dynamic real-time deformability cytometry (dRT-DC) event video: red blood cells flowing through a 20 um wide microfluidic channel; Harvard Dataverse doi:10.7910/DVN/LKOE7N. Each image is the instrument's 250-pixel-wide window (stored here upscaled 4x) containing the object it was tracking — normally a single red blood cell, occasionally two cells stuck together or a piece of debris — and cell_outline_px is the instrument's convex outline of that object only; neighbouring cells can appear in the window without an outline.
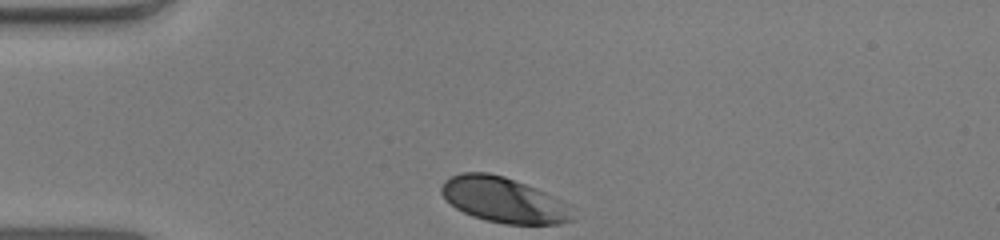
{"species": "human", "species_latin": "Homo sapiens", "temperature_condition": "warm", "stored_images_in_passage": 30, "camera_frame_rate_fps": 3000, "um_per_image_px": 0.085, "donor": {"sex": "male"}, "frame": {"image": 1, "passage_image": 1, "time_ms": 0.0, "image_size_px": [1000, 240], "cell_outline_px": [[572, 220], [560, 224], [504, 224], [484, 220], [472, 216], [456, 208], [440, 192], [440, 188], [444, 180], [460, 172], [488, 172], [504, 176], [536, 188], [568, 204]], "centroid_in_image_um": [42.77, 16.99], "position_along_channel_um": 42.2, "area_um2": 34.39}}
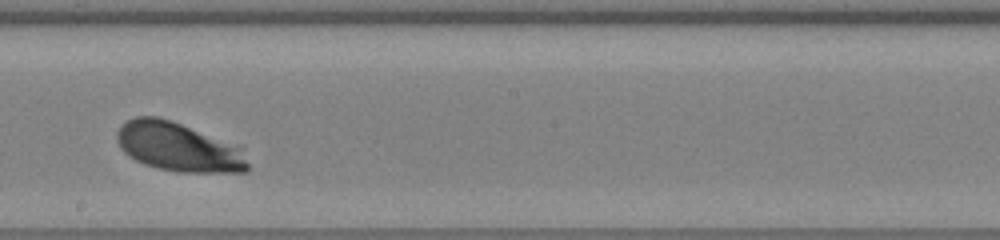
{"frame": {"image": 2, "passage_image": 18, "time_ms": 5.667, "image_size_px": [1000, 240], "cell_outline_px": [[248, 172], [180, 172], [160, 168], [144, 164], [128, 156], [120, 148], [116, 140], [116, 132], [120, 124], [136, 116], [156, 116], [240, 144], [244, 148], [248, 164]], "centroid_in_image_um": [15.19, 12.49], "position_along_channel_um": 233.0, "area_um2": 37.74}}
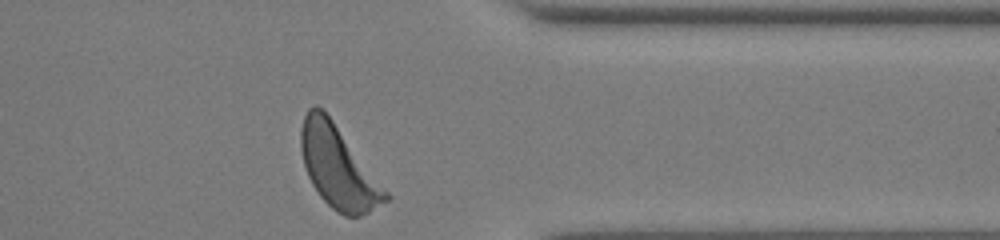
{"frame": {"image": 3, "passage_image": 30, "time_ms": 9.667, "image_size_px": [1000, 240], "cell_outline_px": [[392, 196], [388, 200], [368, 212], [360, 216], [344, 216], [336, 212], [320, 196], [312, 184], [308, 176], [304, 164], [300, 148], [300, 128], [304, 116], [308, 108], [316, 104], [324, 108]], "centroid_in_image_um": [28.74, 14.17], "position_along_channel_um": 382.7, "area_um2": 40.69}, "authors_computed_cell_mechanics": {"area_um2": 36.0094, "velocity_mm_per_s": 3.9596, "shape_relaxation_time_tau1_ms": 1.2996, "shape_relaxation_time_tau2_ms": 4.4218, "deformation_change_tau1": 0.1203, "deformation_change_tau2": 0.138}}